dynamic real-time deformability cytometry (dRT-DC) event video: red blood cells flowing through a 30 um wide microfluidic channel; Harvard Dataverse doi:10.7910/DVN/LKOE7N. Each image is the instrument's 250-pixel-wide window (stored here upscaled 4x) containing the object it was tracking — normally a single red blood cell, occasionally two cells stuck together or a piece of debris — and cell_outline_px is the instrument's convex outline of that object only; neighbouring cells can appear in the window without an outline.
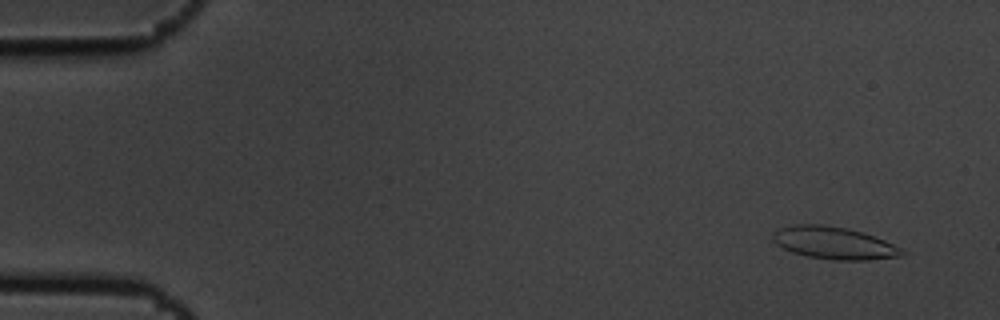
{"species": "common noctule bat (a hibernating species)", "species_latin": "Nyctalus noctula", "temperature_condition": "cold", "stored_images_in_passage": 5, "camera_frame_rate_fps": 3000, "um_per_image_px": 0.085, "animal": {"sex": "male", "body_mass_g": 19.5, "forearm_length_mm": 54.6}, "frame": {"image": 1, "passage_image": 2, "time_ms": 0.333, "image_size_px": [1000, 320], "cell_outline_px": [[908, 252], [904, 256], [868, 260], [836, 260], [808, 256], [792, 252], [776, 244], [772, 240], [772, 236], [780, 228], [796, 224], [820, 224], [844, 228], [860, 232], [884, 240]], "centroid_in_image_um": [70.91, 20.67], "position_along_channel_um": 14.1, "area_um2": 24.04}}